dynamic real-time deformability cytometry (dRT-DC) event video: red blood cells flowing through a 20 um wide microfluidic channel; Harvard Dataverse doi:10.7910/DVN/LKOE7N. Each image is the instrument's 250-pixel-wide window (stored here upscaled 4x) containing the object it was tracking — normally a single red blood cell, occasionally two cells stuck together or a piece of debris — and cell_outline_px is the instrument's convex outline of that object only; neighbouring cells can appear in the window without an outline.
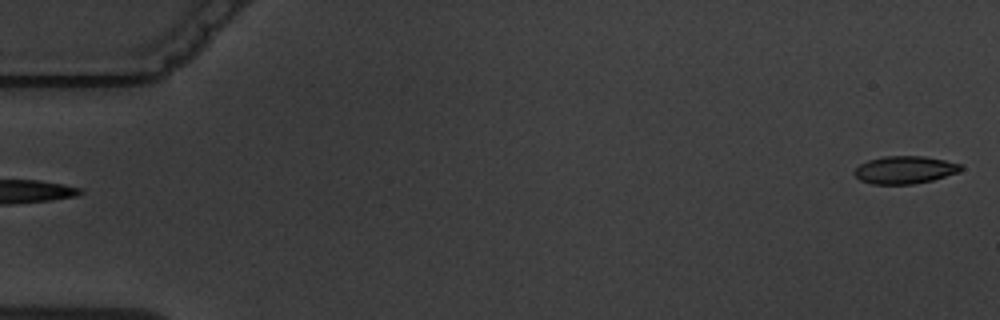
{"species": "common noctule bat (a hibernating species)", "species_latin": "Nyctalus noctula", "temperature_condition": "warm", "stored_images_in_passage": 6, "segment_of_instrument_passage": [2, 2], "camera_frame_rate_fps": 3000, "um_per_image_px": 0.085, "animal": {"sex": "male", "body_mass_g": 19.5, "forearm_length_mm": 54.6}, "frame": {"image": 1, "passage_image": 6, "time_ms": 5.667, "image_size_px": [1000, 320], "cell_outline_px": [[964, 168], [960, 172], [932, 180], [912, 184], [872, 184], [860, 180], [852, 172], [860, 164], [868, 160], [884, 156], [924, 156], [944, 160], [960, 164]], "centroid_in_image_um": [76.9, 14.44], "position_along_channel_um": 8.1, "area_um2": 17.17}}